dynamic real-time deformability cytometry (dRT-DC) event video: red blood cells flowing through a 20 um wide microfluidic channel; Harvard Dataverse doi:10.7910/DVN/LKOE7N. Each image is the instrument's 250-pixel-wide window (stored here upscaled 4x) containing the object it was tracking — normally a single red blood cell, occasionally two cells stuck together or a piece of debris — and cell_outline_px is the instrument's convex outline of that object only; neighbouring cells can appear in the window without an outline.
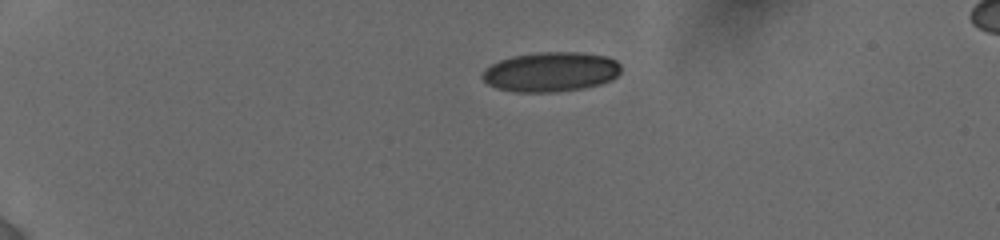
{"species": "human", "species_latin": "Homo sapiens", "temperature_condition": "cold", "stored_images_in_passage": 34, "camera_frame_rate_fps": 3000, "um_per_image_px": 0.085, "donor": {"sex": "female"}, "frame": {"image": 1, "passage_image": 1, "time_ms": 0.0, "image_size_px": [1000, 240], "cell_outline_px": [[620, 72], [612, 80], [600, 84], [584, 88], [556, 92], [512, 92], [496, 88], [488, 84], [480, 76], [484, 68], [500, 60], [512, 56], [536, 52], [580, 52], [608, 56], [616, 60], [620, 64]], "centroid_in_image_um": [46.81, 6.11], "position_along_channel_um": 38.2, "area_um2": 32.43}}
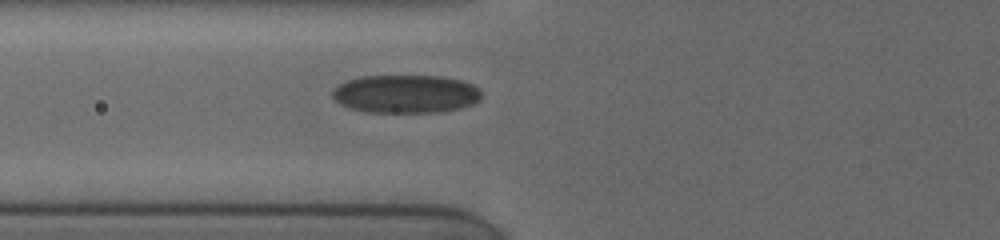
{"frame": {"image": 2, "passage_image": 20, "time_ms": 3.333, "image_size_px": [1000, 240], "cell_outline_px": [[480, 100], [472, 104], [460, 108], [440, 112], [368, 112], [352, 108], [340, 104], [332, 96], [332, 88], [348, 80], [360, 76], [444, 76], [460, 80], [472, 84], [480, 92]], "centroid_in_image_um": [34.47, 7.98], "position_along_channel_um": 91.3, "area_um2": 33.12}}
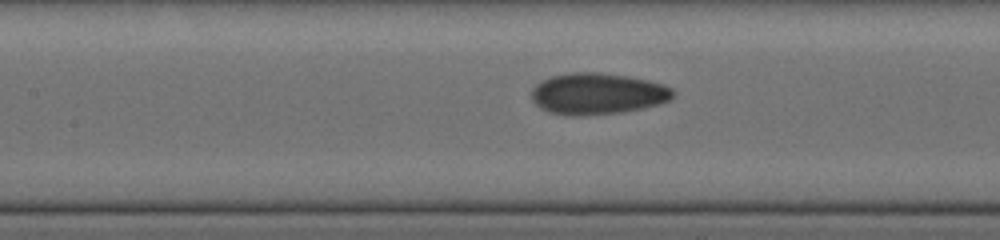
{"frame": {"image": 3, "passage_image": 29, "time_ms": 5.0, "image_size_px": [1000, 240], "cell_outline_px": [[676, 92], [668, 100], [656, 104], [640, 108], [616, 112], [552, 112], [540, 108], [532, 100], [532, 88], [540, 80], [552, 76], [572, 72], [600, 72], [628, 76], [648, 80], [664, 84], [672, 88]], "centroid_in_image_um": [50.81, 7.89], "position_along_channel_um": 156.6, "area_um2": 32.89}}